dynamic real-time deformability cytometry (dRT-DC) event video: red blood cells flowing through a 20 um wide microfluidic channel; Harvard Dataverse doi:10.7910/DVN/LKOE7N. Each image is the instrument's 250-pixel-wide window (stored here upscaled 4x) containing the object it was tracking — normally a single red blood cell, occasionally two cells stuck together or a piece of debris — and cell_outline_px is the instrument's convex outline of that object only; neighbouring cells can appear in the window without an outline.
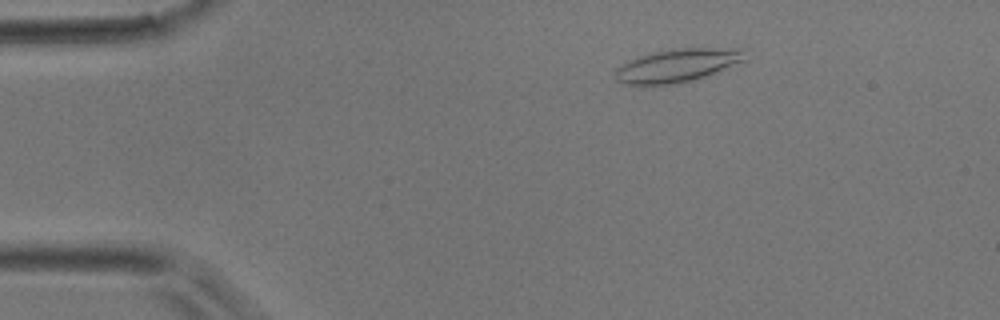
{"species": "common noctule bat (a hibernating species)", "species_latin": "Nyctalus noctula", "temperature_condition": "room temperature", "stored_images_in_passage": 3, "camera_frame_rate_fps": 3000, "um_per_image_px": 0.085, "animal": {"sex": "male", "body_mass_g": 17.9}, "frame": {"image": 1, "passage_image": 2, "time_ms": 0.333, "image_size_px": [1000, 320], "cell_outline_px": [[748, 60], [716, 72], [680, 84], [624, 84], [616, 80], [616, 68], [628, 60], [652, 52], [676, 48], [744, 48]], "centroid_in_image_um": [57.63, 5.55], "position_along_channel_um": 27.4, "area_um2": 25.2}}